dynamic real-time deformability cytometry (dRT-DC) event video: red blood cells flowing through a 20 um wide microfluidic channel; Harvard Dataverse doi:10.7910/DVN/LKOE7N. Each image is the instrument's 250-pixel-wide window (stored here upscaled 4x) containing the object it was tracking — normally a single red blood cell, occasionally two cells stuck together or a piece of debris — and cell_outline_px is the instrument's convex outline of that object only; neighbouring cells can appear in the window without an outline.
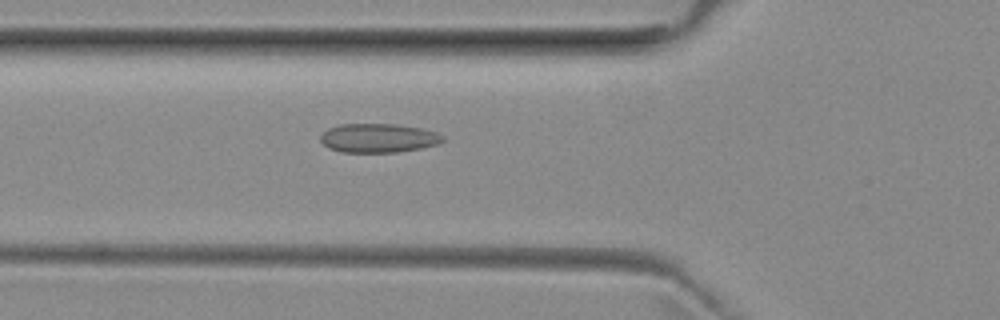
{"species": "common noctule bat (a hibernating species)", "species_latin": "Nyctalus noctula", "temperature_condition": "room temperature", "stored_images_in_passage": 38, "camera_frame_rate_fps": 3000, "um_per_image_px": 0.085, "animal": {"sex": "female", "body_mass_g": 29.2, "forearm_length_mm": 56.3}, "frame": {"image": 1, "passage_image": 4, "time_ms": 1.0, "image_size_px": [1000, 320], "cell_outline_px": [[444, 140], [436, 144], [420, 148], [396, 152], [340, 152], [328, 148], [320, 140], [320, 136], [328, 128], [340, 124], [396, 124], [420, 128], [436, 132], [444, 136]], "centroid_in_image_um": [32.13, 11.73], "position_along_channel_um": 93.7, "area_um2": 20.58}}
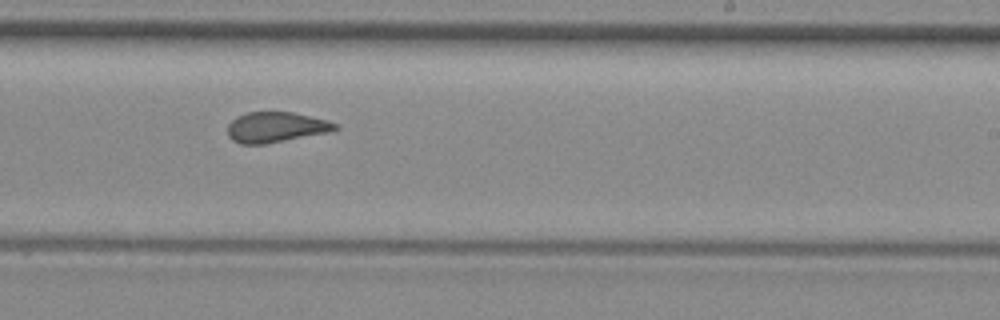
{"frame": {"image": 2, "passage_image": 17, "time_ms": 5.333, "image_size_px": [1000, 320], "cell_outline_px": [[340, 128], [332, 132], [264, 144], [240, 144], [232, 140], [228, 136], [228, 124], [236, 116], [248, 112], [292, 112], [328, 120], [340, 124]], "centroid_in_image_um": [23.49, 10.81], "position_along_channel_um": 265.5, "area_um2": 19.31}}
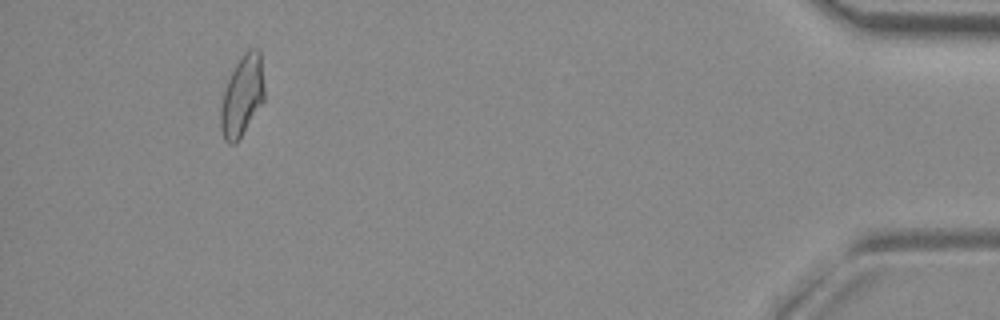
{"frame": {"image": 3, "passage_image": 34, "time_ms": 11.0, "image_size_px": [1000, 320], "cell_outline_px": [[264, 100], [236, 144], [228, 144], [224, 140], [220, 128], [220, 104], [228, 80], [240, 56], [248, 48], [260, 48], [264, 88]], "centroid_in_image_um": [20.57, 8.14], "position_along_channel_um": 414.6, "area_um2": 20.63}, "authors_computed_cell_mechanics": {"area_um2": 19.7098, "velocity_mm_per_s": 3.9636, "shape_relaxation_time_tau1_ms": null, "shape_relaxation_time_tau2_ms": 1.3156, "deformation_change_tau1": null, "deformation_change_tau2": 0.0764}}